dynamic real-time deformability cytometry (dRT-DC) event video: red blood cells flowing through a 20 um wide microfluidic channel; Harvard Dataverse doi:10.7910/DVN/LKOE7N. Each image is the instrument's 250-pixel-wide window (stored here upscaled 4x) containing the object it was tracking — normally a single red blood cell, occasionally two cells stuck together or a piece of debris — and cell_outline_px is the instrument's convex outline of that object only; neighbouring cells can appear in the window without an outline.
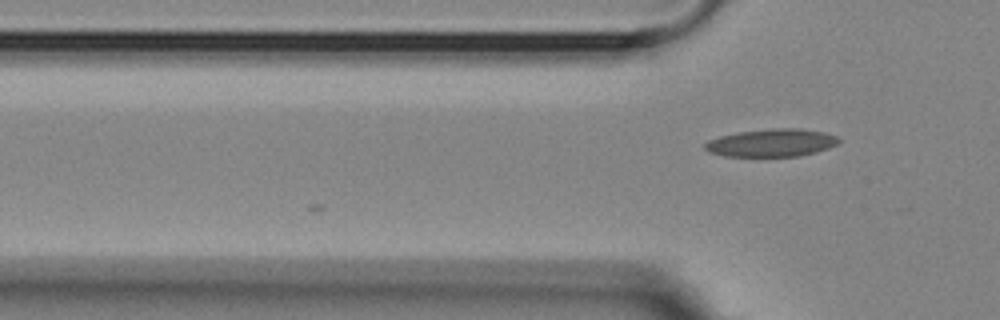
{"species": "Egyptian fruit bat (a non-hibernating species)", "species_latin": "Rousettus aegyptiacus", "temperature_condition": "room temperature", "stored_images_in_passage": 3, "camera_frame_rate_fps": 3000, "um_per_image_px": 0.085, "animal": {"sex": "female"}, "frame": {"image": 1, "passage_image": 3, "time_ms": 0.667, "image_size_px": [1000, 320], "cell_outline_px": [[840, 140], [836, 144], [828, 148], [816, 152], [800, 156], [724, 156], [708, 152], [704, 148], [704, 144], [708, 140], [720, 136], [740, 132], [772, 128], [800, 128], [824, 132], [840, 136]], "centroid_in_image_um": [65.6, 12.13], "position_along_channel_um": 60.2, "area_um2": 21.73}}